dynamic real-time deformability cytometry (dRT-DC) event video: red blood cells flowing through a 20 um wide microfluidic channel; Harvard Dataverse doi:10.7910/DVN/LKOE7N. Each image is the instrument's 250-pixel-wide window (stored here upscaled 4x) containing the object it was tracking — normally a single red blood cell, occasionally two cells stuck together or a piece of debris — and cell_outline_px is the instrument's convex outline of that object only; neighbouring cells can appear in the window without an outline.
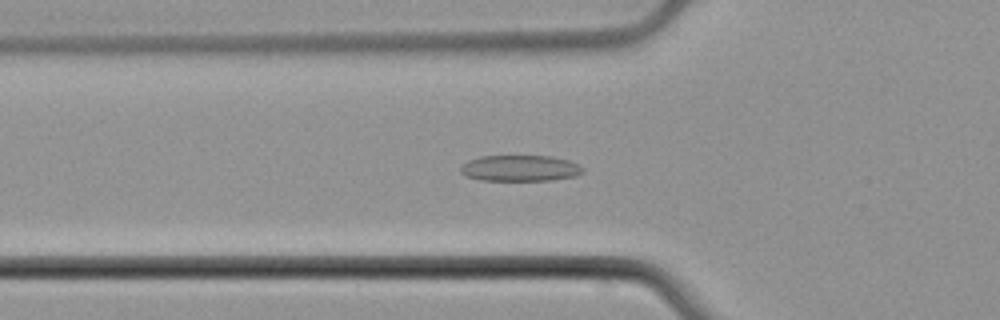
{"species": "common noctule bat (a hibernating species)", "species_latin": "Nyctalus noctula", "temperature_condition": "cold", "stored_images_in_passage": 43, "camera_frame_rate_fps": 3000, "um_per_image_px": 0.085, "animal": {"sex": "male", "body_mass_g": 21.5, "forearm_length_mm": 52.0}, "frame": {"image": 1, "passage_image": 15, "time_ms": 4.667, "image_size_px": [1000, 320], "cell_outline_px": [[584, 172], [576, 176], [552, 180], [480, 180], [464, 176], [460, 172], [460, 168], [468, 160], [480, 156], [552, 156], [568, 160], [584, 168]], "centroid_in_image_um": [44.19, 14.3], "position_along_channel_um": 81.6, "area_um2": 18.61}}
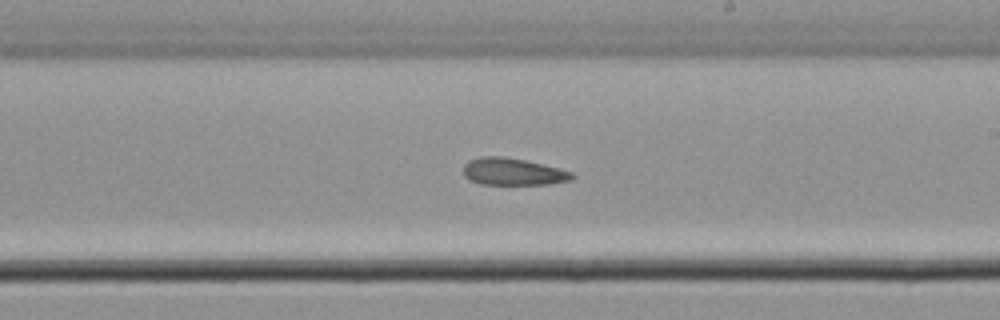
{"frame": {"image": 2, "passage_image": 28, "time_ms": 9.0, "image_size_px": [1000, 320], "cell_outline_px": [[576, 176], [572, 180], [548, 184], [480, 184], [468, 180], [464, 176], [464, 164], [468, 160], [480, 156], [500, 156], [524, 160], [560, 168], [572, 172]], "centroid_in_image_um": [43.59, 14.59], "position_along_channel_um": 245.4, "area_um2": 17.28}}
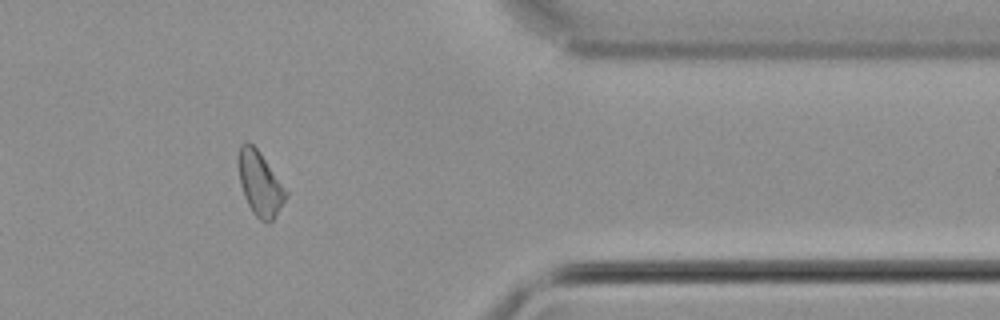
{"frame": {"image": 3, "passage_image": 41, "time_ms": 13.333, "image_size_px": [1000, 320], "cell_outline_px": [[288, 196], [272, 220], [268, 224], [260, 220], [252, 212], [244, 196], [240, 184], [240, 144], [244, 140], [248, 140], [260, 152], [288, 192]], "centroid_in_image_um": [22.11, 15.62], "position_along_channel_um": 389.3, "area_um2": 17.46}, "authors_computed_cell_mechanics": {"area_um2": 18.0914, "velocity_mm_per_s": 3.7782, "shape_relaxation_time_tau1_ms": 3.1765, "shape_relaxation_time_tau2_ms": 4.8607, "deformation_change_tau1": 0.0612, "deformation_change_tau2": 0.1467}}